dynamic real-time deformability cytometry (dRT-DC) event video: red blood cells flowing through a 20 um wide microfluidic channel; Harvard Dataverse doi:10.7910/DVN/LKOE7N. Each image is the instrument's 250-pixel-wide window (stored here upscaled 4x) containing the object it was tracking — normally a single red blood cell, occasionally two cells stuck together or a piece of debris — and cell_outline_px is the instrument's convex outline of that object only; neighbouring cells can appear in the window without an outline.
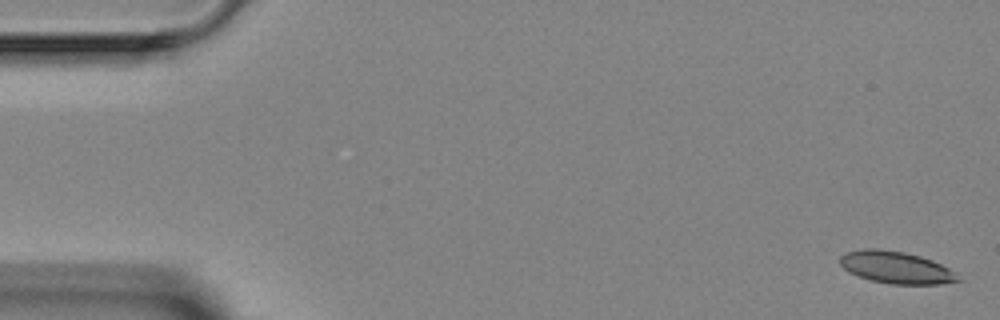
{"species": "Egyptian fruit bat (a non-hibernating species)", "species_latin": "Rousettus aegyptiacus", "temperature_condition": "room temperature", "stored_images_in_passage": 5, "camera_frame_rate_fps": 3000, "um_per_image_px": 0.085, "animal": {"sex": "female"}, "frame": {"image": 1, "passage_image": 1, "time_ms": 0.0, "image_size_px": [1000, 320], "cell_outline_px": [[964, 280], [940, 284], [892, 284], [872, 280], [848, 272], [840, 264], [840, 256], [844, 252], [864, 248], [880, 248], [904, 252], [920, 256], [932, 260], [956, 272]], "centroid_in_image_um": [76.18, 22.72], "position_along_channel_um": 8.8, "area_um2": 22.2}}
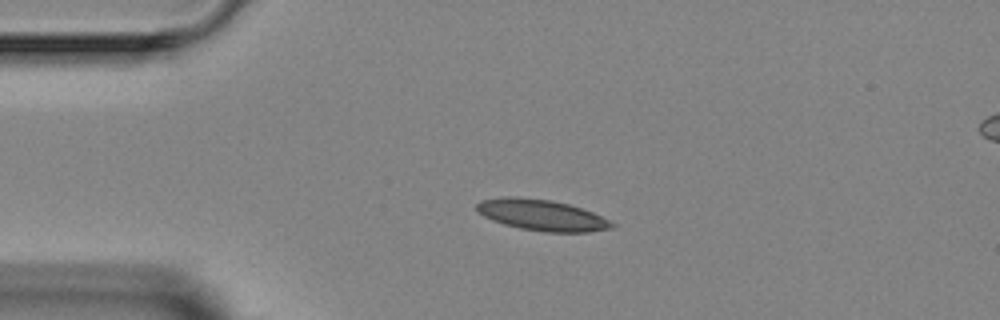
{"frame": {"image": 2, "passage_image": 4, "time_ms": 3.333, "image_size_px": [1000, 320], "cell_outline_px": [[616, 224], [612, 228], [588, 232], [544, 232], [520, 228], [504, 224], [492, 220], [484, 216], [476, 208], [476, 204], [480, 200], [504, 196], [516, 196], [552, 200], [568, 204], [592, 212]], "centroid_in_image_um": [46.03, 18.27], "position_along_channel_um": 39.0, "area_um2": 24.39}}